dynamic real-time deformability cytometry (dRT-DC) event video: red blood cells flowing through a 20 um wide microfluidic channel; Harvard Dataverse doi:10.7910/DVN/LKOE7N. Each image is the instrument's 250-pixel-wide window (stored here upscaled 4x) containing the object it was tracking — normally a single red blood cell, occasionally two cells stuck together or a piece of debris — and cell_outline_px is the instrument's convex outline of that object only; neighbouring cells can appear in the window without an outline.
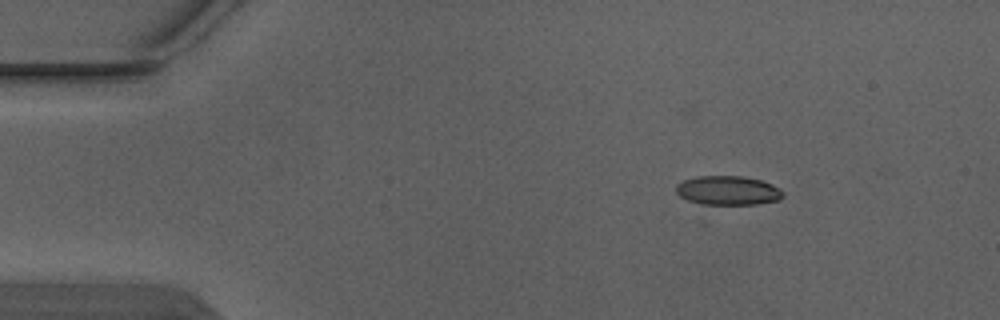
{"species": "Egyptian fruit bat (a non-hibernating species)", "species_latin": "Rousettus aegyptiacus", "temperature_condition": "warm", "stored_images_in_passage": 4, "camera_frame_rate_fps": 3000, "um_per_image_px": 0.085, "animal": {"sex": "male"}, "frame": {"image": 1, "passage_image": 2, "time_ms": 0.333, "image_size_px": [1000, 320], "cell_outline_px": [[784, 196], [780, 200], [756, 204], [704, 204], [688, 200], [680, 196], [676, 192], [676, 184], [684, 180], [696, 176], [744, 176], [760, 180], [772, 184], [780, 188], [784, 192]], "centroid_in_image_um": [61.9, 16.18], "position_along_channel_um": 23.1, "area_um2": 18.21}}